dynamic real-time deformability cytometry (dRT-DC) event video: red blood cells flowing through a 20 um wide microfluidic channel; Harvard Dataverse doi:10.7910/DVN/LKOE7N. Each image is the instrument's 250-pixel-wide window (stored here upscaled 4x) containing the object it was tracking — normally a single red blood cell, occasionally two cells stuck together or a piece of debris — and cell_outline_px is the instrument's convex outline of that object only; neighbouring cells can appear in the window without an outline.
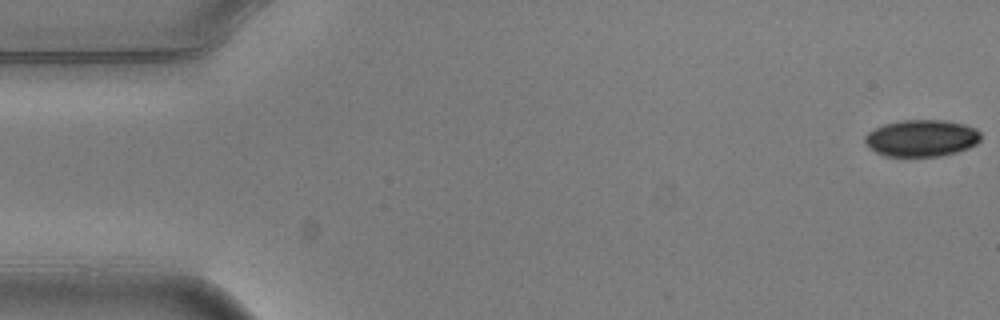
{"species": "common noctule bat (a hibernating species)", "species_latin": "Nyctalus noctula", "temperature_condition": "warm", "stored_images_in_passage": 5, "camera_frame_rate_fps": 3000, "um_per_image_px": 0.085, "animal": {"sex": "male", "body_mass_g": 20.5, "forearm_length_mm": 52.5}, "frame": {"image": 1, "passage_image": 1, "time_ms": 0.0, "image_size_px": [1000, 320], "cell_outline_px": [[980, 140], [976, 144], [968, 148], [956, 152], [940, 156], [884, 156], [876, 152], [864, 140], [864, 136], [868, 132], [884, 124], [904, 120], [944, 120], [964, 124], [976, 128], [980, 132]], "centroid_in_image_um": [78.35, 11.74], "position_along_channel_um": 6.6, "area_um2": 24.74}}